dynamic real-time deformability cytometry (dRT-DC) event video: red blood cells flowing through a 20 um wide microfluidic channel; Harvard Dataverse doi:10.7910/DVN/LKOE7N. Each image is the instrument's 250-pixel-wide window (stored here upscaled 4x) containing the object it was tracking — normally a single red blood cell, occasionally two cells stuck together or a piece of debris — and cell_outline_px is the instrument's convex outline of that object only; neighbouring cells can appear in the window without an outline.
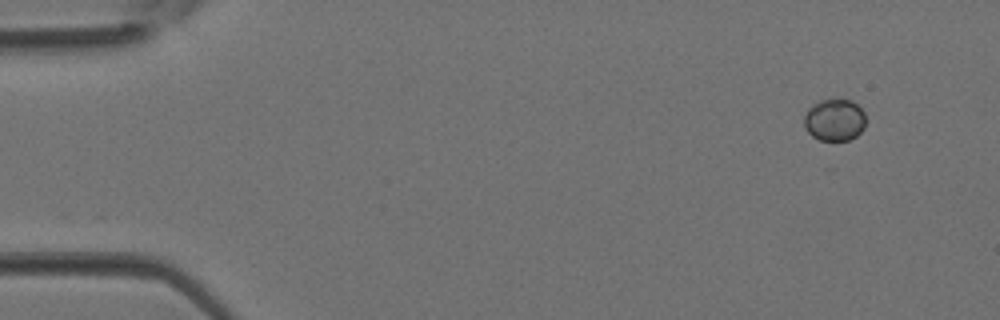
{"species": "Egyptian fruit bat (a non-hibernating species)", "species_latin": "Rousettus aegyptiacus", "temperature_condition": "room temperature", "stored_images_in_passage": 2, "camera_frame_rate_fps": 3000, "um_per_image_px": 0.085, "animal": {"sex": "female"}, "frame": {"image": 1, "passage_image": 2, "time_ms": 0.333, "image_size_px": [1000, 320], "cell_outline_px": [[864, 128], [856, 136], [848, 140], [820, 140], [812, 136], [804, 128], [804, 116], [808, 108], [812, 104], [820, 100], [852, 100], [864, 112]], "centroid_in_image_um": [70.91, 10.2], "position_along_channel_um": 14.1, "area_um2": 15.03}}